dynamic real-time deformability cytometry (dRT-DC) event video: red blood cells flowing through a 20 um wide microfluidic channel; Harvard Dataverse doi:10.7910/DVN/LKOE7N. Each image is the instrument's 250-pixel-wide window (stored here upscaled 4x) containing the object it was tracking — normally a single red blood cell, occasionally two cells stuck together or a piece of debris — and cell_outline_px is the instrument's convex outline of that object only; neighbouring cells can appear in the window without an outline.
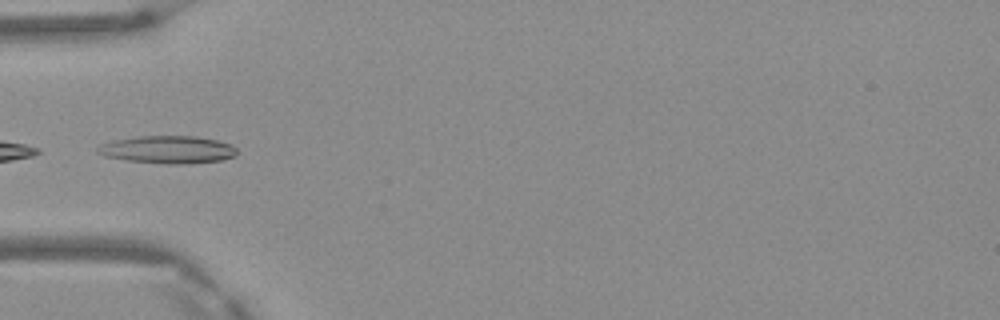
{"species": "Egyptian fruit bat (a non-hibernating species)", "species_latin": "Rousettus aegyptiacus", "temperature_condition": "warm", "stored_images_in_passage": 5, "camera_frame_rate_fps": 3000, "um_per_image_px": 0.085, "frame": {"image": 1, "passage_image": 5, "time_ms": 1.333, "image_size_px": [1000, 320], "cell_outline_px": [[236, 156], [220, 160], [184, 164], [168, 164], [128, 160], [104, 156], [96, 152], [96, 148], [100, 144], [112, 140], [136, 136], [196, 136], [216, 140], [232, 144], [236, 148]], "centroid_in_image_um": [14.24, 12.71], "position_along_channel_um": 70.8, "area_um2": 22.48}}